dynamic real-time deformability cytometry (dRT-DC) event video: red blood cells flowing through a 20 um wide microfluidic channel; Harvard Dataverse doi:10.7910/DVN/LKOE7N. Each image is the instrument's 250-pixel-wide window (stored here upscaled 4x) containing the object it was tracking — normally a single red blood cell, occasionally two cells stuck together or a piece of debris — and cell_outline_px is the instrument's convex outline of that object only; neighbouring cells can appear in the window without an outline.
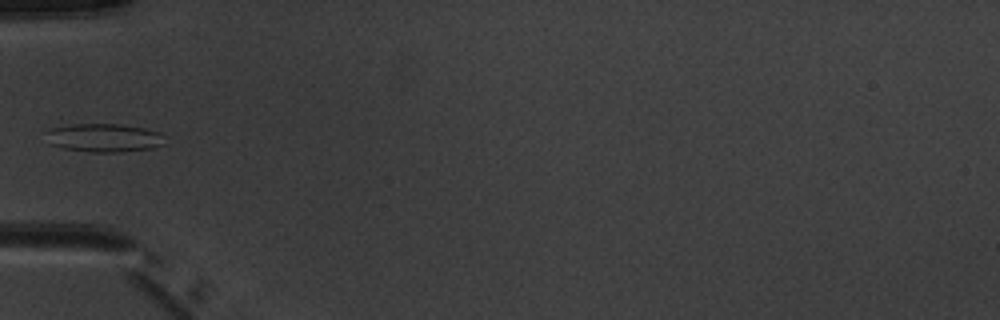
{"species": "common noctule bat (a hibernating species)", "species_latin": "Nyctalus noctula", "temperature_condition": "warm", "stored_images_in_passage": 5, "camera_frame_rate_fps": 3000, "um_per_image_px": 0.085, "animal": {"sex": "male", "body_mass_g": 20.1, "forearm_length_mm": 53.5}, "frame": {"image": 1, "passage_image": 4, "time_ms": 4.333, "image_size_px": [1000, 320], "cell_outline_px": [[164, 144], [152, 148], [120, 152], [92, 152], [60, 148], [48, 144], [44, 132], [48, 128], [72, 124], [120, 124], [144, 128], [160, 132], [164, 136]], "centroid_in_image_um": [8.77, 11.71], "position_along_channel_um": 76.2, "area_um2": 20.06}}
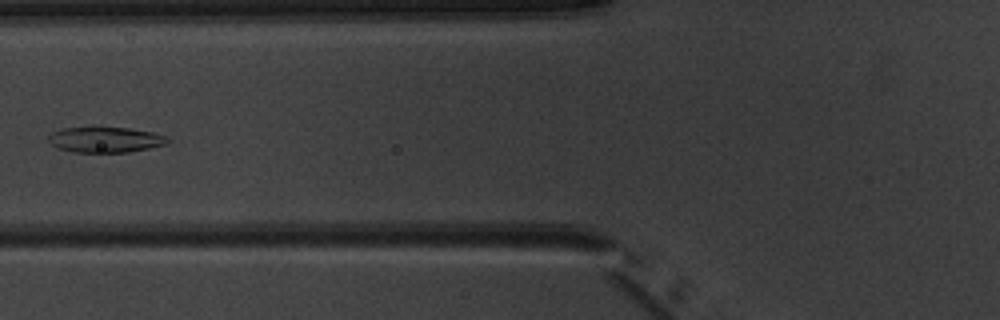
{"frame": {"image": 2, "passage_image": 5, "time_ms": 5.333, "image_size_px": [1000, 320], "cell_outline_px": [[168, 140], [164, 144], [148, 148], [128, 152], [72, 152], [56, 148], [48, 140], [48, 136], [52, 132], [64, 128], [96, 124], [128, 128], [152, 132], [168, 136]], "centroid_in_image_um": [8.88, 11.82], "position_along_channel_um": 116.9, "area_um2": 18.38}}